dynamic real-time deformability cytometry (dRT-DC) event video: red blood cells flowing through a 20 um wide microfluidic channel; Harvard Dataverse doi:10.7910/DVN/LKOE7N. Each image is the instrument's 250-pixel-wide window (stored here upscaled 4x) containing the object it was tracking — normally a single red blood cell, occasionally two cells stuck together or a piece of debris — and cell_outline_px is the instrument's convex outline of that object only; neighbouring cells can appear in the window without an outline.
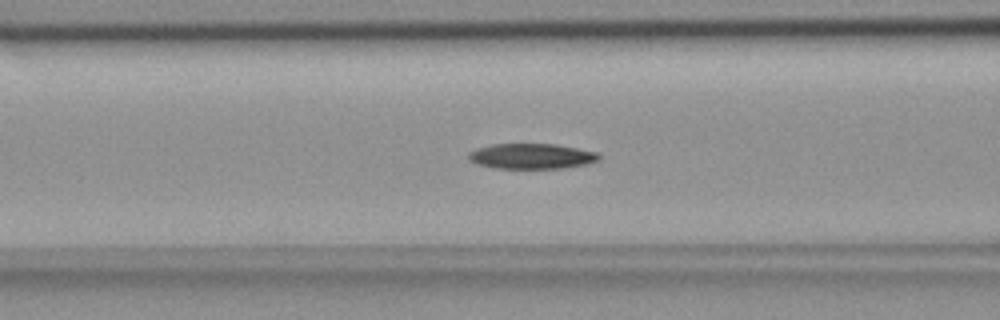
{"species": "common noctule bat (a hibernating species)", "species_latin": "Nyctalus noctula", "temperature_condition": "room temperature", "stored_images_in_passage": 55, "camera_frame_rate_fps": 3000, "um_per_image_px": 0.085, "animal": {"sex": "female", "body_mass_g": 18.4}, "frame": {"image": 1, "passage_image": 22, "time_ms": 7.0, "image_size_px": [1000, 320], "cell_outline_px": [[600, 160], [588, 164], [560, 168], [496, 168], [476, 164], [468, 160], [468, 152], [476, 148], [492, 144], [556, 144], [600, 152]], "centroid_in_image_um": [45.2, 13.27], "position_along_channel_um": 121.4, "area_um2": 19.48}}
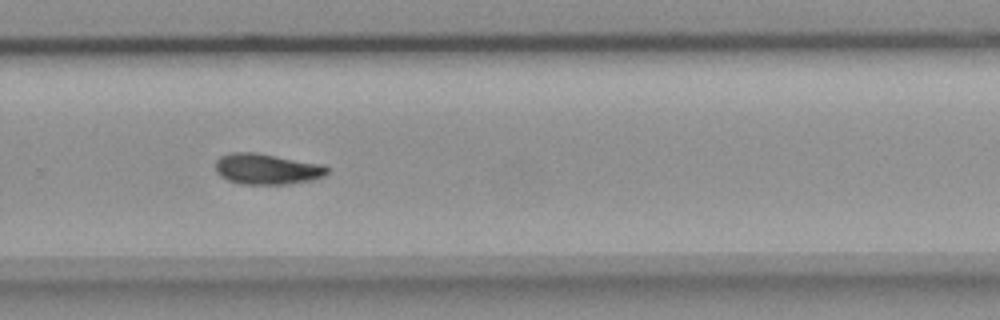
{"frame": {"image": 2, "passage_image": 37, "time_ms": 12.0, "image_size_px": [1000, 320], "cell_outline_px": [[328, 172], [324, 176], [312, 180], [288, 184], [240, 184], [228, 180], [220, 176], [216, 172], [216, 160], [220, 156], [228, 152], [256, 152], [324, 164], [328, 168]], "centroid_in_image_um": [22.68, 14.35], "position_along_channel_um": 307.1, "area_um2": 20.29}}
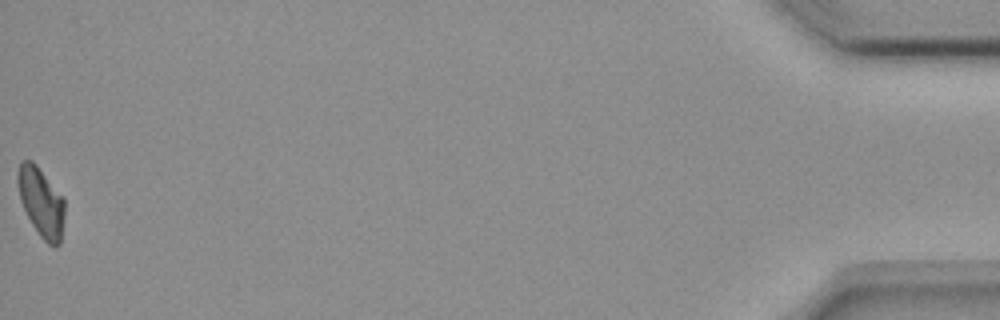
{"frame": {"image": 3, "passage_image": 55, "time_ms": 18.0, "image_size_px": [1000, 320], "cell_outline_px": [[64, 216], [60, 244], [56, 248], [52, 248], [40, 236], [32, 224], [20, 200], [16, 180], [16, 172], [20, 160], [32, 160], [36, 164], [64, 196]], "centroid_in_image_um": [3.49, 17.16], "position_along_channel_um": 431.7, "area_um2": 19.31}, "authors_computed_cell_mechanics": {"area_um2": 19.4786, "velocity_mm_per_s": 3.722, "shape_relaxation_time_tau1_ms": 9.8431, "shape_relaxation_time_tau2_ms": null, "deformation_change_tau1": 0.1745, "deformation_change_tau2": null}}